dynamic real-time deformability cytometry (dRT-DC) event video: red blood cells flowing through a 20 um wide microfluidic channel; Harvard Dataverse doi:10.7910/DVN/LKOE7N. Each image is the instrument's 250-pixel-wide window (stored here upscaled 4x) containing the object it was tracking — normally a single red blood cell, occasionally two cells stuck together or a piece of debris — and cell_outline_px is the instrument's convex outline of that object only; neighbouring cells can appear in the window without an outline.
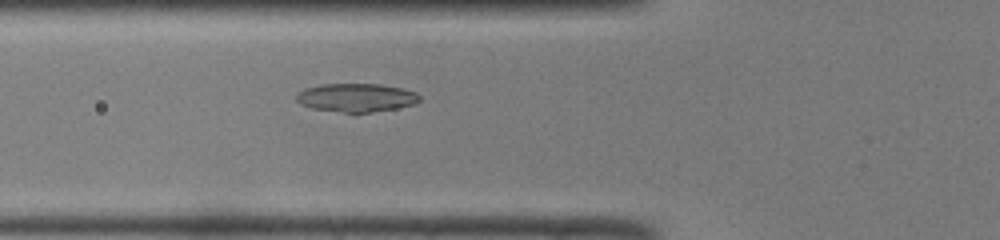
{"species": "common noctule bat (a hibernating species)", "species_latin": "Nyctalus noctula", "temperature_condition": "room temperature", "stored_images_in_passage": 38, "camera_frame_rate_fps": 3000, "um_per_image_px": 0.085, "animal": {"sex": "male", "body_mass_g": 19.0, "forearm_length_mm": 50.8}, "frame": {"image": 1, "passage_image": 7, "time_ms": 2.0, "image_size_px": [1000, 240], "cell_outline_px": [[420, 100], [416, 104], [396, 108], [352, 116], [312, 108], [300, 104], [296, 100], [296, 96], [304, 88], [320, 84], [380, 84], [404, 88], [416, 92], [420, 96]], "centroid_in_image_um": [30.28, 8.34], "position_along_channel_um": 95.5, "area_um2": 21.27}}
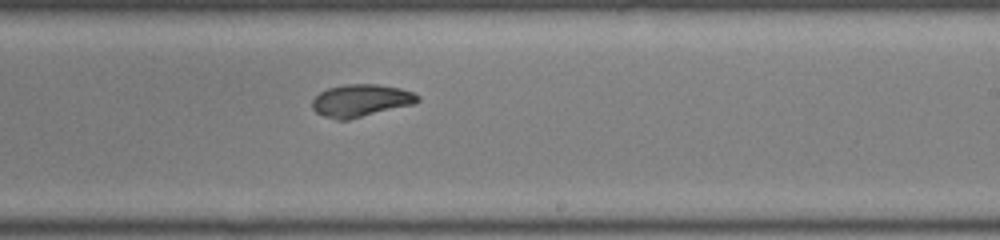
{"frame": {"image": 2, "passage_image": 19, "time_ms": 6.0, "image_size_px": [1000, 240], "cell_outline_px": [[420, 100], [412, 104], [348, 120], [336, 120], [324, 116], [316, 112], [312, 108], [312, 100], [320, 92], [328, 88], [344, 84], [376, 84], [400, 88], [412, 92], [420, 96]], "centroid_in_image_um": [30.65, 8.54], "position_along_channel_um": 258.4, "area_um2": 19.83}}
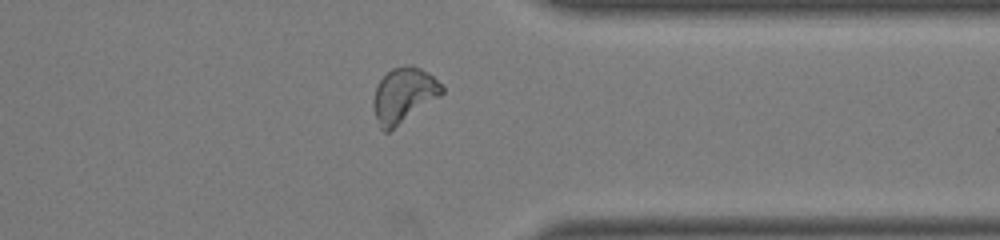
{"frame": {"image": 3, "passage_image": 28, "time_ms": 9.0, "image_size_px": [1000, 240], "cell_outline_px": [[444, 92], [440, 96], [388, 132], [384, 132], [380, 128], [372, 108], [372, 100], [376, 88], [380, 80], [392, 68], [404, 64], [412, 64], [428, 72], [444, 88]], "centroid_in_image_um": [34.29, 8.07], "position_along_channel_um": 377.1, "area_um2": 21.85}, "authors_computed_cell_mechanics": {"area_um2": 20.5768, "velocity_mm_per_s": 4.082, "shape_relaxation_time_tau1_ms": null, "shape_relaxation_time_tau2_ms": 6.5903, "deformation_change_tau1": null, "deformation_change_tau2": 0.0768}}